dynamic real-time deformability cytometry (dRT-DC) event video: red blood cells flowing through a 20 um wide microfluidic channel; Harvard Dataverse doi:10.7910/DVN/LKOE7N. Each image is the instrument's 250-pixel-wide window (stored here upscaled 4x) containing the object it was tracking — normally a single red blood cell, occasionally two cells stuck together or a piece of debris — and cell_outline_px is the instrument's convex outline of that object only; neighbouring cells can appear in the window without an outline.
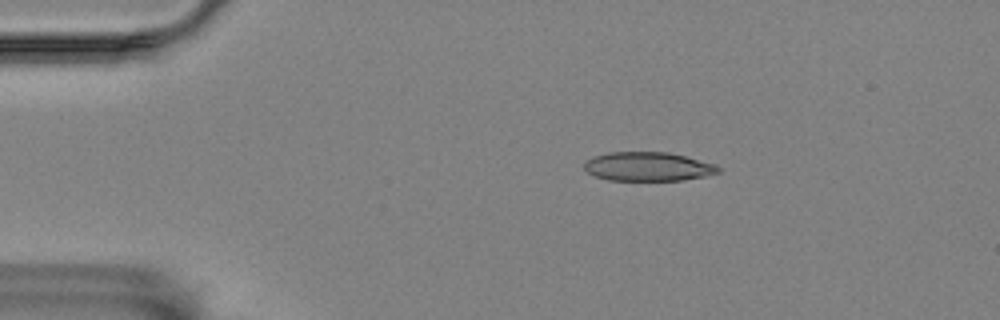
{"species": "Egyptian fruit bat (a non-hibernating species)", "species_latin": "Rousettus aegyptiacus", "temperature_condition": "room temperature", "stored_images_in_passage": 4, "camera_frame_rate_fps": 3000, "um_per_image_px": 0.085, "animal": {"sex": "female"}, "frame": {"image": 1, "passage_image": 1, "time_ms": 0.0, "image_size_px": [1000, 320], "cell_outline_px": [[720, 172], [704, 176], [684, 180], [608, 180], [596, 176], [588, 172], [584, 168], [584, 160], [592, 156], [608, 152], [668, 152], [716, 164], [720, 168]], "centroid_in_image_um": [55.05, 14.15], "position_along_channel_um": 29.9, "area_um2": 22.66}}
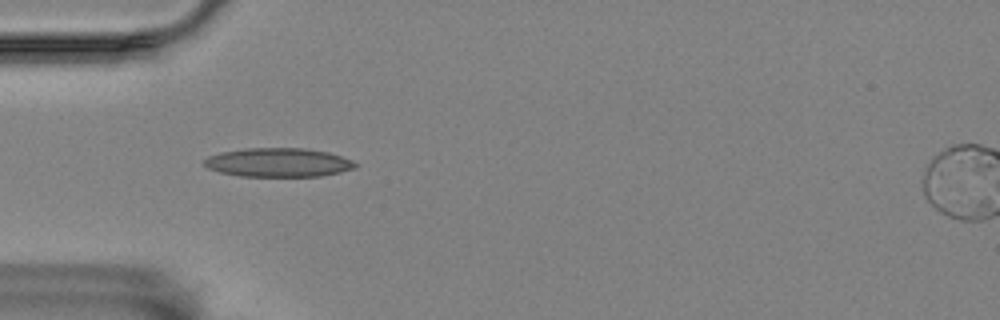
{"frame": {"image": 2, "passage_image": 3, "time_ms": 2.333, "image_size_px": [1000, 320], "cell_outline_px": [[360, 164], [356, 168], [340, 172], [320, 176], [240, 176], [220, 172], [208, 168], [204, 164], [204, 160], [208, 156], [220, 152], [244, 148], [304, 148], [328, 152], [352, 160]], "centroid_in_image_um": [23.67, 13.8], "position_along_channel_um": 61.3, "area_um2": 25.49}}
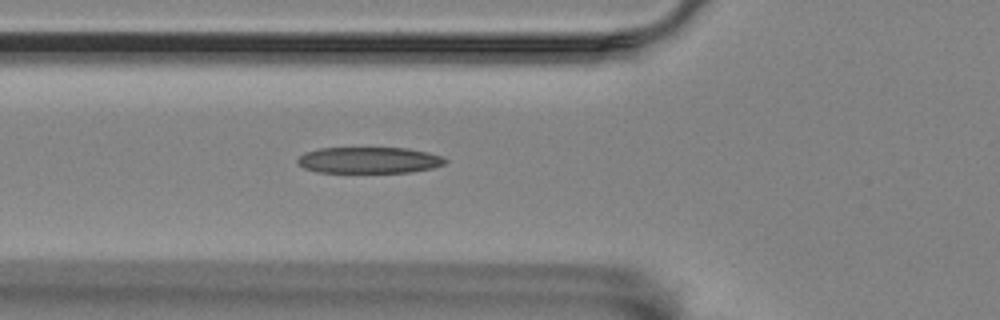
{"frame": {"image": 3, "passage_image": 4, "time_ms": 3.333, "image_size_px": [1000, 320], "cell_outline_px": [[448, 160], [444, 164], [432, 168], [412, 172], [316, 172], [304, 168], [296, 160], [304, 152], [320, 148], [408, 148], [428, 152], [440, 156]], "centroid_in_image_um": [31.37, 13.61], "position_along_channel_um": 94.4, "area_um2": 22.54}}